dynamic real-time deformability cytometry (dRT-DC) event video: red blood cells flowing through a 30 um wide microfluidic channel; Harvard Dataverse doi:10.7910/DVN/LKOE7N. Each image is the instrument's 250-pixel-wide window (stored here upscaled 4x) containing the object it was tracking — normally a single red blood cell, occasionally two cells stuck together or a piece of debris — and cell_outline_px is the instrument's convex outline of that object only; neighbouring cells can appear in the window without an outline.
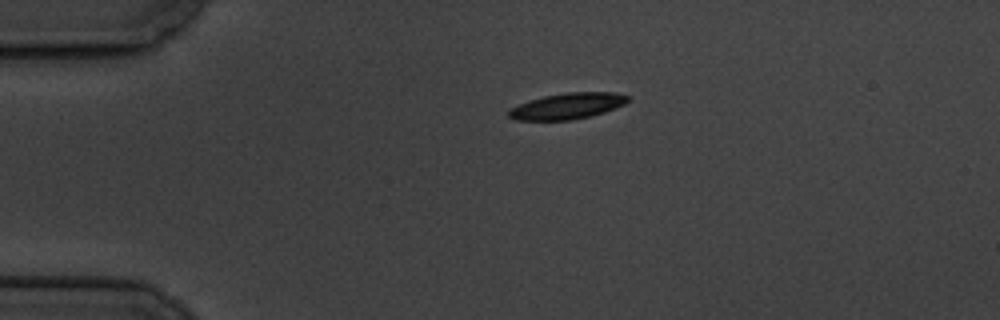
{"species": "common noctule bat (a hibernating species)", "species_latin": "Nyctalus noctula", "temperature_condition": "cold", "stored_images_in_passage": 46, "camera_frame_rate_fps": 3000, "um_per_image_px": 0.085, "animal": {"sex": "male", "body_mass_g": 19.5, "forearm_length_mm": 54.6}, "frame": {"image": 1, "passage_image": 1, "time_ms": 0.0, "image_size_px": [1000, 320], "cell_outline_px": [[628, 100], [624, 104], [616, 108], [604, 112], [572, 120], [516, 120], [508, 116], [508, 108], [544, 96], [568, 92], [616, 92], [628, 96]], "centroid_in_image_um": [48.23, 9.01], "position_along_channel_um": 36.8, "area_um2": 17.92}}
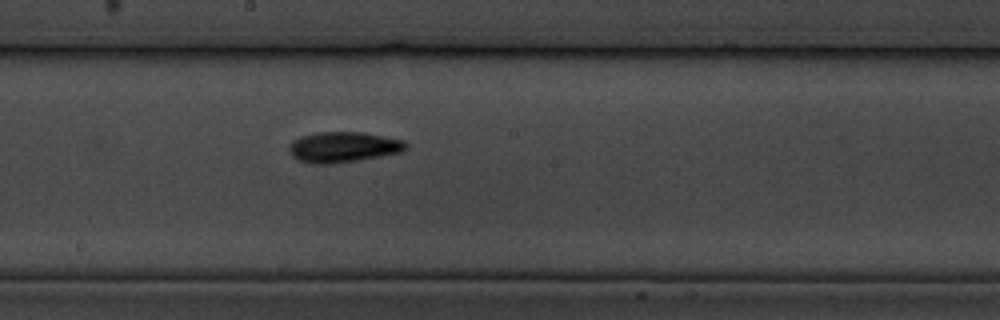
{"frame": {"image": 2, "passage_image": 20, "time_ms": 6.333, "image_size_px": [1000, 320], "cell_outline_px": [[408, 148], [404, 152], [360, 160], [332, 164], [312, 164], [296, 160], [292, 156], [288, 148], [288, 144], [292, 140], [300, 136], [316, 132], [364, 132], [404, 140], [408, 144]], "centroid_in_image_um": [29.18, 12.51], "position_along_channel_um": 219.0, "area_um2": 21.33}}
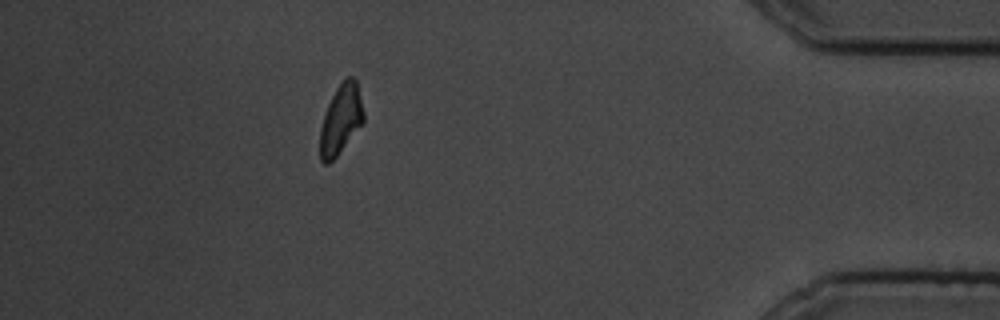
{"frame": {"image": 3, "passage_image": 40, "time_ms": 13.0, "image_size_px": [1000, 320], "cell_outline_px": [[364, 120], [336, 156], [328, 164], [324, 164], [320, 160], [320, 128], [328, 104], [336, 88], [348, 76], [352, 76], [356, 80], [364, 112]], "centroid_in_image_um": [28.96, 10.14], "position_along_channel_um": 406.2, "area_um2": 17.22}, "authors_computed_cell_mechanics": {"area_um2": 18.5538, "velocity_mm_per_s": 3.4858, "shape_relaxation_time_tau1_ms": 3.1645, "shape_relaxation_time_tau2_ms": 5.6176, "deformation_change_tau1": 0.1151, "deformation_change_tau2": 0.1324}}